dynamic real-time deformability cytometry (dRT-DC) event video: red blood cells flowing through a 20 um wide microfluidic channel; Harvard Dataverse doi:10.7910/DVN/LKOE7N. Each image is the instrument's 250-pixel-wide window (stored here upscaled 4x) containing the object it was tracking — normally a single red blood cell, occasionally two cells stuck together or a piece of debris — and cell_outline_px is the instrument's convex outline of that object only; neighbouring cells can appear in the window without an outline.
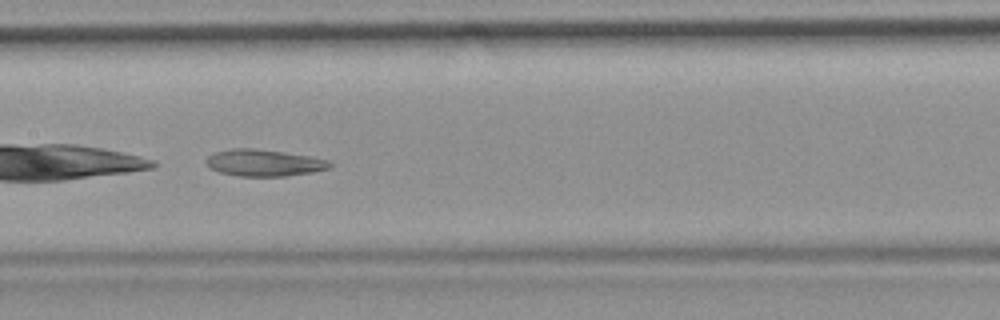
{"species": "common noctule bat (a hibernating species)", "species_latin": "Nyctalus noctula", "temperature_condition": "room temperature", "stored_images_in_passage": 31, "camera_frame_rate_fps": 3000, "um_per_image_px": 0.085, "animal": {"sex": "female", "body_mass_g": 19.9}, "frame": {"image": 1, "passage_image": 10, "time_ms": 3.0, "image_size_px": [1000, 320], "cell_outline_px": [[332, 164], [328, 168], [312, 172], [284, 176], [240, 176], [220, 172], [212, 168], [208, 164], [208, 156], [216, 152], [232, 148], [252, 148], [284, 152], [332, 160]], "centroid_in_image_um": [22.49, 13.83], "position_along_channel_um": 184.9, "area_um2": 18.96}}
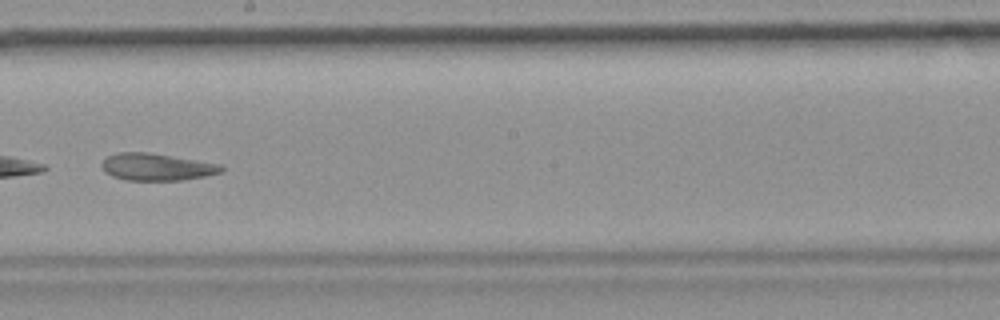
{"frame": {"image": 2, "passage_image": 14, "time_ms": 4.333, "image_size_px": [1000, 320], "cell_outline_px": [[224, 172], [184, 180], [128, 180], [112, 176], [104, 172], [100, 164], [108, 156], [116, 152], [148, 152], [220, 164], [224, 168]], "centroid_in_image_um": [13.3, 14.19], "position_along_channel_um": 234.9, "area_um2": 18.9}}